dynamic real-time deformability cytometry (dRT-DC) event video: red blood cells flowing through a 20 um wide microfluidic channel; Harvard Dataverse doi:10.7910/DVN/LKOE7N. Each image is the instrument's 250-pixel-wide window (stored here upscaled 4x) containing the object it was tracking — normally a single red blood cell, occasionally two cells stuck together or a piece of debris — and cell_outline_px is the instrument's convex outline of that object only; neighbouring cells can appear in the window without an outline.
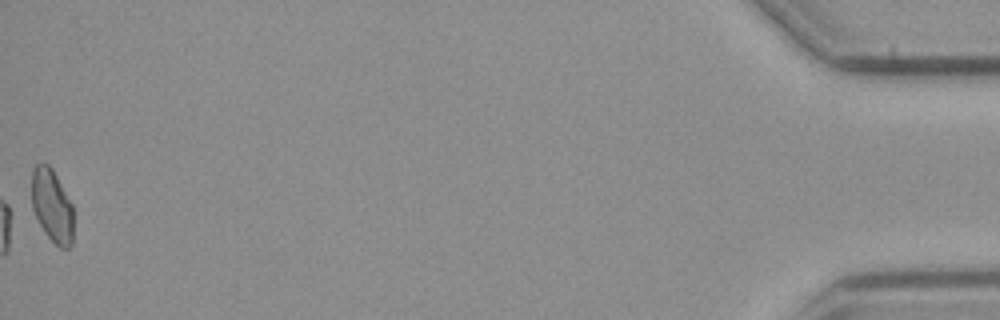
{"species": "common noctule bat (a hibernating species)", "species_latin": "Nyctalus noctula", "temperature_condition": "cold", "stored_images_in_passage": 46, "camera_frame_rate_fps": 3000, "um_per_image_px": 0.085, "animal": {"sex": "male", "body_mass_g": 23.1, "forearm_length_mm": 52.7}, "frame": {"image": 1, "passage_image": 46, "time_ms": 15.0, "image_size_px": [1000, 320], "cell_outline_px": [[72, 244], [68, 248], [60, 248], [44, 232], [32, 208], [32, 168], [36, 164], [48, 164], [52, 168], [72, 204]], "centroid_in_image_um": [4.41, 17.48], "position_along_channel_um": 430.8, "area_um2": 17.57}, "authors_computed_cell_mechanics": {"area_um2": 17.1088, "velocity_mm_per_s": 3.7823, "shape_relaxation_time_tau1_ms": 11.3546, "shape_relaxation_time_tau2_ms": null, "deformation_change_tau1": 0.2254, "deformation_change_tau2": null}}